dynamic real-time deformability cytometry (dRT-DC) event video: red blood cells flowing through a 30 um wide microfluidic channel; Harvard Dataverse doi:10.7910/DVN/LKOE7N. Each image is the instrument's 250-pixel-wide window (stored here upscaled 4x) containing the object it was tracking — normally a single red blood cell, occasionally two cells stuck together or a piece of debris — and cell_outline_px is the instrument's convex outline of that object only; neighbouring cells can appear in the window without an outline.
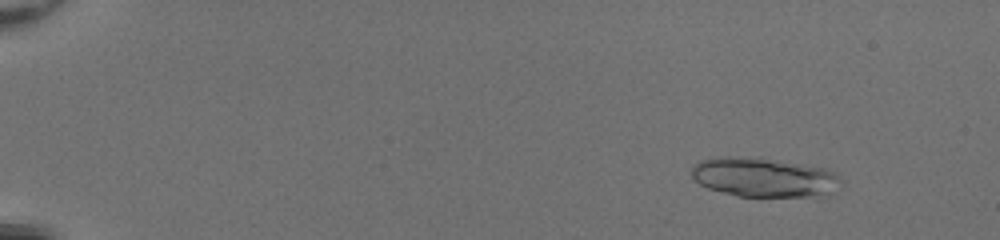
{"species": "common noctule bat (a hibernating species)", "species_latin": "Nyctalus noctula", "temperature_condition": "room temperature", "stored_images_in_passage": 43, "camera_frame_rate_fps": 3000, "um_per_image_px": 0.085, "animal": {"sex": "female", "body_mass_g": 20.0, "forearm_length_mm": 54.0}, "frame": {"image": 1, "passage_image": 7, "time_ms": 2.0, "image_size_px": [1000, 240], "cell_outline_px": [[844, 180], [828, 196], [736, 196], [708, 188], [700, 184], [692, 176], [692, 168], [700, 160], [716, 156], [760, 156], [824, 168], [836, 172]], "centroid_in_image_um": [64.97, 15.05], "position_along_channel_um": 20.0, "area_um2": 34.85}}
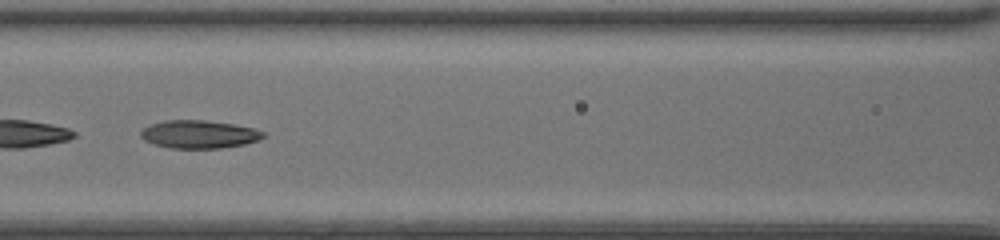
{"frame": {"image": 2, "passage_image": 27, "time_ms": 8.667, "image_size_px": [1000, 240], "cell_outline_px": [[264, 136], [260, 140], [244, 144], [220, 148], [172, 148], [156, 144], [144, 140], [140, 136], [140, 132], [144, 128], [152, 124], [164, 120], [204, 120], [232, 124], [252, 128], [264, 132]], "centroid_in_image_um": [16.92, 11.41], "position_along_channel_um": 149.7, "area_um2": 19.77}}
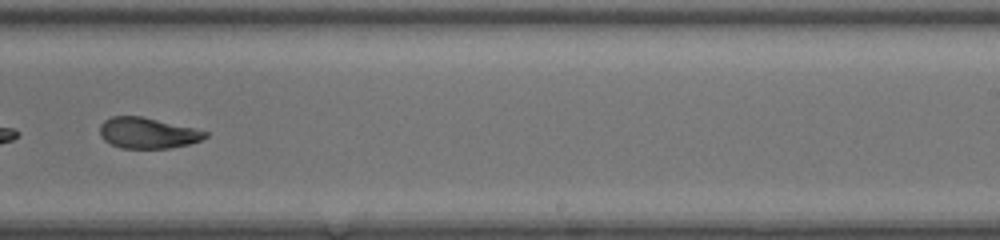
{"frame": {"image": 3, "passage_image": 36, "time_ms": 11.667, "image_size_px": [1000, 240], "cell_outline_px": [[208, 136], [200, 140], [188, 144], [172, 148], [120, 148], [104, 140], [100, 136], [100, 124], [104, 120], [112, 116], [140, 116], [196, 128], [208, 132]], "centroid_in_image_um": [12.54, 11.3], "position_along_channel_um": 276.5, "area_um2": 18.96}, "authors_computed_cell_mechanics": {"area_um2": 20.808, "velocity_mm_per_s": 4.2433, "shape_relaxation_time_tau1_ms": 7.4141, "shape_relaxation_time_tau2_ms": 1.6175, "deformation_change_tau1": 0.2599, "deformation_change_tau2": 0.0751}}